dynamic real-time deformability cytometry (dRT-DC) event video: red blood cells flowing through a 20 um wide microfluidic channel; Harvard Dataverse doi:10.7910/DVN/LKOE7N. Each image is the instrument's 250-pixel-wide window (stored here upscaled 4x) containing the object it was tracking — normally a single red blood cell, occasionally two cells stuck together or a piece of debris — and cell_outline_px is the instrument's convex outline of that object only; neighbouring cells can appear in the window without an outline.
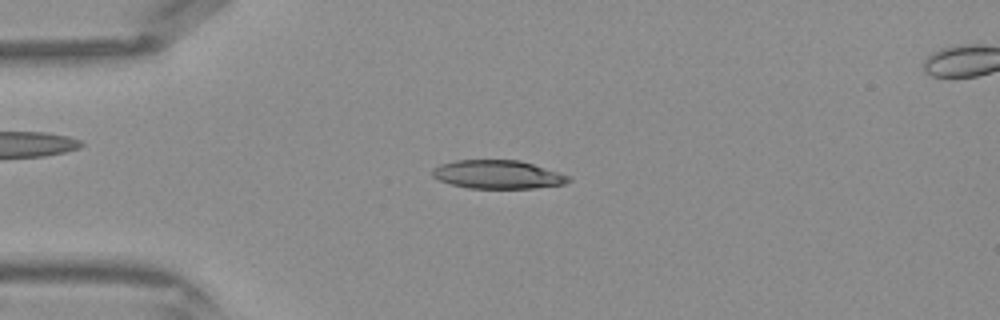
{"species": "Egyptian fruit bat (a non-hibernating species)", "species_latin": "Rousettus aegyptiacus", "temperature_condition": "warm", "stored_images_in_passage": 42, "camera_frame_rate_fps": 3000, "um_per_image_px": 0.085, "frame": {"image": 1, "passage_image": 10, "time_ms": 3.0, "image_size_px": [1000, 320], "cell_outline_px": [[572, 180], [564, 184], [532, 188], [468, 188], [452, 184], [440, 180], [432, 176], [432, 168], [440, 164], [456, 160], [520, 160], [572, 176]], "centroid_in_image_um": [42.33, 14.83], "position_along_channel_um": 42.7, "area_um2": 22.6}}
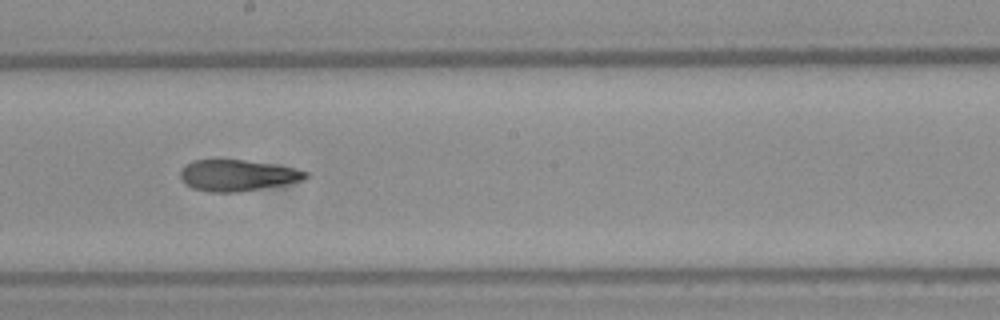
{"frame": {"image": 2, "passage_image": 23, "time_ms": 7.333, "image_size_px": [1000, 320], "cell_outline_px": [[308, 176], [304, 180], [284, 184], [240, 192], [212, 192], [192, 188], [184, 184], [180, 176], [180, 172], [184, 164], [192, 160], [244, 160], [292, 168], [308, 172]], "centroid_in_image_um": [20.12, 14.91], "position_along_channel_um": 228.1, "area_um2": 22.6}}
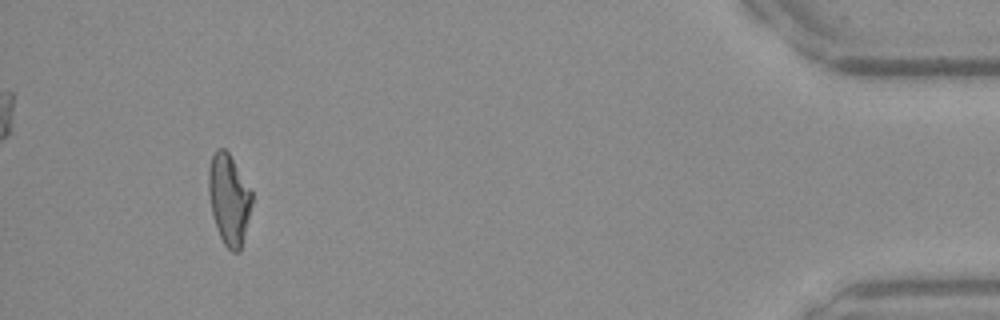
{"frame": {"image": 3, "passage_image": 39, "time_ms": 12.667, "image_size_px": [1000, 320], "cell_outline_px": [[252, 204], [240, 252], [232, 252], [224, 244], [216, 228], [212, 212], [208, 192], [208, 168], [212, 156], [216, 148], [224, 148], [228, 152], [252, 192]], "centroid_in_image_um": [19.45, 16.94], "position_along_channel_um": 415.8, "area_um2": 22.72}}